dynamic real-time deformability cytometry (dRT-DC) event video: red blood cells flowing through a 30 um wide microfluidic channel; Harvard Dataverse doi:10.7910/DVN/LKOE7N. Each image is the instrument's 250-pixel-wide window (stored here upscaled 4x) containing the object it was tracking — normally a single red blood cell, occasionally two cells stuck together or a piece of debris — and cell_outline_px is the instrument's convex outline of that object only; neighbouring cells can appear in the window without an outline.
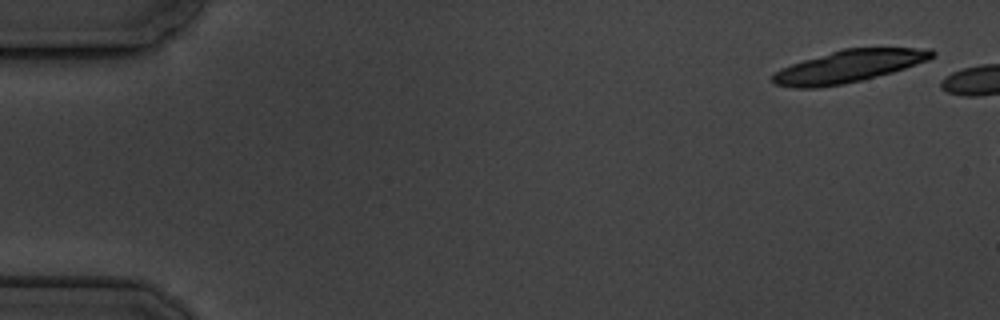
{"species": "common noctule bat (a hibernating species)", "species_latin": "Nyctalus noctula", "temperature_condition": "cold", "stored_images_in_passage": 2, "camera_frame_rate_fps": 3000, "um_per_image_px": 0.085, "animal": {"sex": "male", "body_mass_g": 19.5, "forearm_length_mm": 54.6}, "frame": {"image": 1, "passage_image": 1, "time_ms": 0.0, "image_size_px": [1000, 320], "cell_outline_px": [[936, 56], [928, 60], [892, 72], [864, 80], [844, 84], [816, 88], [792, 88], [776, 84], [772, 80], [772, 76], [780, 68], [804, 60], [844, 48], [932, 48], [936, 52]], "centroid_in_image_um": [72.17, 5.64], "position_along_channel_um": 12.8, "area_um2": 29.88}}